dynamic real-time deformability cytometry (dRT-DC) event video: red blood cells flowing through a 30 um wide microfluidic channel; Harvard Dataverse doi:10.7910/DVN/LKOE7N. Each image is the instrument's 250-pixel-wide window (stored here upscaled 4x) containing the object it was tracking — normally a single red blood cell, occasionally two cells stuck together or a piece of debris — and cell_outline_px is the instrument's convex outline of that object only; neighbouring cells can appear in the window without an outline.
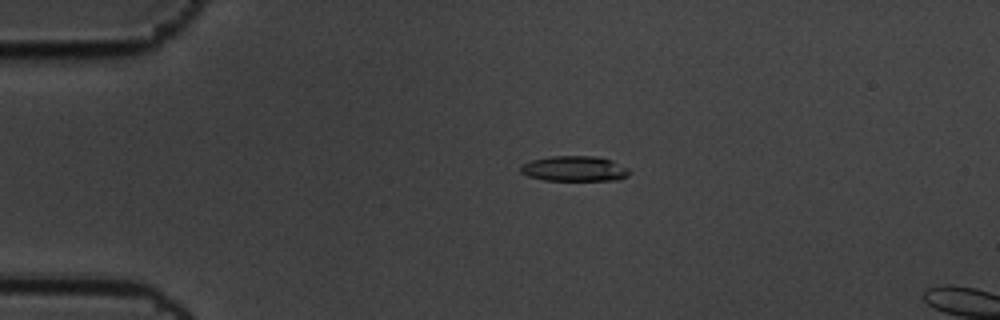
{"species": "common noctule bat (a hibernating species)", "species_latin": "Nyctalus noctula", "temperature_condition": "cold", "stored_images_in_passage": 5, "camera_frame_rate_fps": 3000, "um_per_image_px": 0.085, "animal": {"sex": "male", "body_mass_g": 19.5, "forearm_length_mm": 54.6}, "frame": {"image": 1, "passage_image": 4, "time_ms": 1.0, "image_size_px": [1000, 320], "cell_outline_px": [[632, 172], [628, 176], [616, 180], [544, 180], [528, 176], [520, 172], [520, 164], [532, 160], [552, 156], [596, 156], [612, 160], [628, 168]], "centroid_in_image_um": [48.84, 14.33], "position_along_channel_um": 36.2, "area_um2": 16.13}}